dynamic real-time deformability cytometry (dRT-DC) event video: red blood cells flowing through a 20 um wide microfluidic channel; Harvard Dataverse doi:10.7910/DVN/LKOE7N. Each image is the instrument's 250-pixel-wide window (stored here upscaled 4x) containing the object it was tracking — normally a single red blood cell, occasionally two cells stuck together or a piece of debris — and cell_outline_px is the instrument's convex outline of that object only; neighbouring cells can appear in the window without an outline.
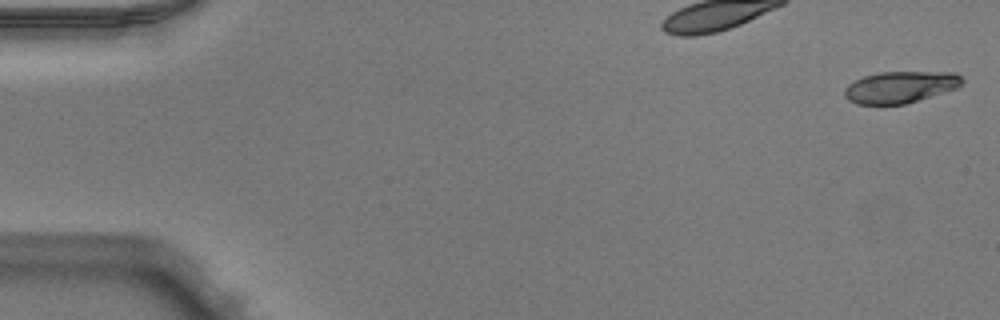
{"species": "Egyptian fruit bat (a non-hibernating species)", "species_latin": "Rousettus aegyptiacus", "temperature_condition": "warm", "stored_images_in_passage": 50, "camera_frame_rate_fps": 3000, "um_per_image_px": 0.085, "animal": {"sex": "male"}, "frame": {"image": 1, "passage_image": 1, "time_ms": 0.0, "image_size_px": [1000, 320], "cell_outline_px": [[964, 80], [956, 88], [904, 104], [856, 104], [848, 100], [844, 96], [844, 88], [848, 84], [864, 76], [880, 72], [956, 72]], "centroid_in_image_um": [76.49, 7.39], "position_along_channel_um": 8.5, "area_um2": 21.5}}
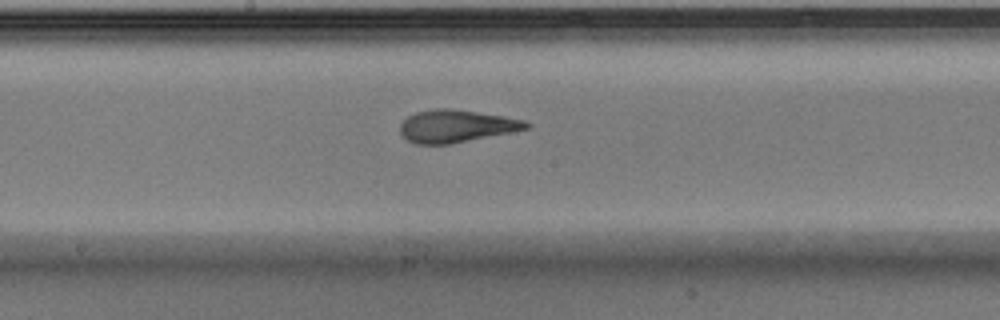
{"frame": {"image": 2, "passage_image": 27, "time_ms": 8.667, "image_size_px": [1000, 320], "cell_outline_px": [[532, 124], [528, 128], [452, 144], [416, 144], [408, 140], [400, 132], [400, 124], [408, 116], [416, 112], [436, 108], [452, 108], [504, 116], [524, 120]], "centroid_in_image_um": [38.77, 10.71], "position_along_channel_um": 209.4, "area_um2": 23.76}}
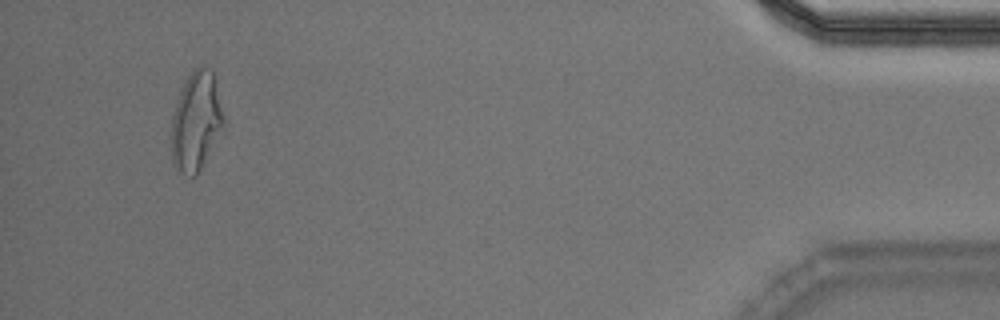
{"frame": {"image": 3, "passage_image": 48, "time_ms": 15.667, "image_size_px": [1000, 320], "cell_outline_px": [[224, 128], [200, 172], [196, 176], [192, 176], [184, 172], [172, 164], [172, 116], [180, 92], [188, 76], [200, 64], [212, 68], [224, 116]], "centroid_in_image_um": [16.7, 10.31], "position_along_channel_um": 418.5, "area_um2": 30.11}, "authors_computed_cell_mechanics": {"area_um2": 23.9003, "velocity_mm_per_s": 3.9908, "shape_relaxation_time_tau1_ms": 5.4669, "shape_relaxation_time_tau2_ms": 1.4203, "deformation_change_tau1": 0.2144, "deformation_change_tau2": 0.083}}